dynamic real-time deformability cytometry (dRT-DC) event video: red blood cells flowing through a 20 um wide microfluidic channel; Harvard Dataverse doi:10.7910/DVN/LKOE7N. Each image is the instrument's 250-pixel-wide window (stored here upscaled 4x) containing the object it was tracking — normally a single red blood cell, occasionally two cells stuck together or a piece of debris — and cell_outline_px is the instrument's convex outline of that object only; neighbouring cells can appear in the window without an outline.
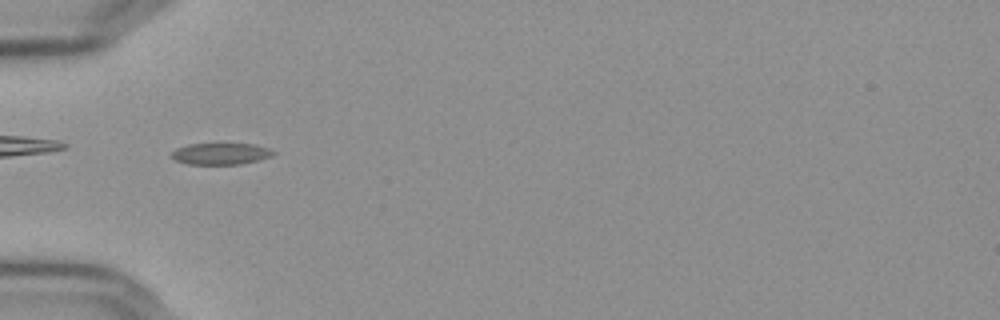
{"species": "Egyptian fruit bat (a non-hibernating species)", "species_latin": "Rousettus aegyptiacus", "temperature_condition": "cold", "stored_images_in_passage": 56, "camera_frame_rate_fps": 3000, "um_per_image_px": 0.085, "frame": {"image": 1, "passage_image": 19, "time_ms": 6.0, "image_size_px": [1000, 320], "cell_outline_px": [[276, 152], [272, 156], [240, 164], [188, 164], [176, 160], [172, 156], [172, 152], [176, 148], [188, 144], [256, 144], [268, 148]], "centroid_in_image_um": [18.77, 13.06], "position_along_channel_um": 66.2, "area_um2": 12.6}}
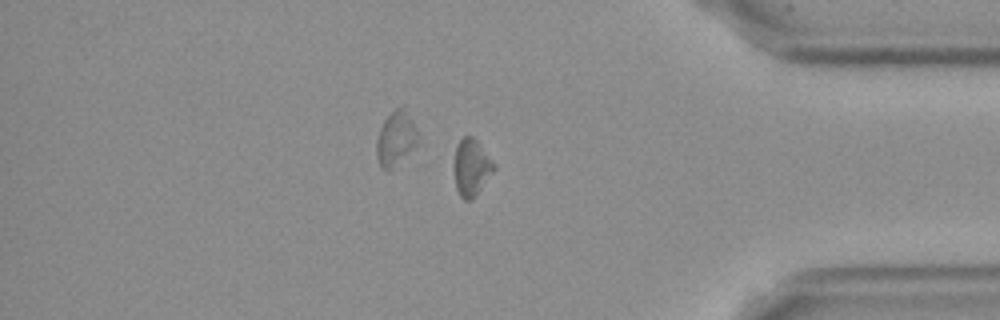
{"frame": {"image": 2, "passage_image": 48, "time_ms": 15.667, "image_size_px": [1000, 320], "cell_outline_px": [[496, 168], [472, 200], [464, 200], [460, 196], [456, 188], [452, 168], [456, 144], [464, 136], [472, 136], [476, 140], [496, 164]], "centroid_in_image_um": [40.04, 14.23], "position_along_channel_um": 395.2, "area_um2": 13.47}}
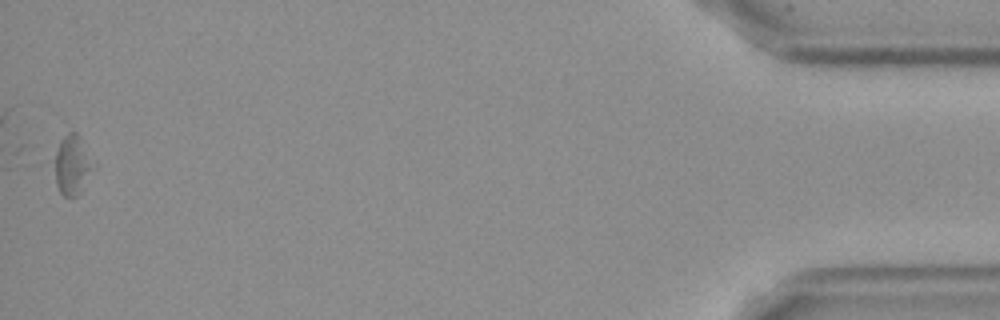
{"frame": {"image": 3, "passage_image": 56, "time_ms": 18.333, "image_size_px": [1000, 320], "cell_outline_px": [[96, 164], [80, 192], [76, 196], [64, 196], [60, 192], [56, 184], [48, 164], [60, 140], [68, 132], [76, 132], [80, 136]], "centroid_in_image_um": [6.06, 13.99], "position_along_channel_um": 429.1, "area_um2": 14.39}, "authors_computed_cell_mechanics": {"area_um2": 13.005, "velocity_mm_per_s": 3.6467, "shape_relaxation_time_tau1_ms": null, "shape_relaxation_time_tau2_ms": 1.2137, "deformation_change_tau1": null, "deformation_change_tau2": 0.0646}}